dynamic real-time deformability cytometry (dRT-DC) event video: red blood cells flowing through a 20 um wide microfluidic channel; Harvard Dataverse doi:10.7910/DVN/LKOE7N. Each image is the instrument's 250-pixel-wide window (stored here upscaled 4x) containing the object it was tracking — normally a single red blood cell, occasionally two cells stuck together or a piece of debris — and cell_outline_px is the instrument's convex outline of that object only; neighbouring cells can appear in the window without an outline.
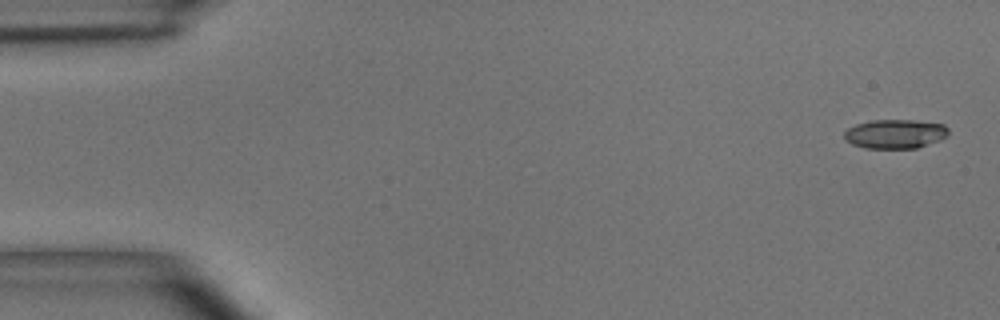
{"species": "common noctule bat (a hibernating species)", "species_latin": "Nyctalus noctula", "temperature_condition": "room temperature", "stored_images_in_passage": 5, "segment_of_instrument_passage": [1, 2], "camera_frame_rate_fps": 3000, "um_per_image_px": 0.085, "animal": {"sex": "male", "body_mass_g": 15.6}, "frame": {"image": 1, "passage_image": 1, "time_ms": 0.0, "image_size_px": [1000, 320], "cell_outline_px": [[948, 136], [940, 140], [916, 148], [864, 148], [852, 144], [844, 140], [844, 132], [848, 128], [856, 124], [872, 120], [912, 120], [944, 124], [948, 128]], "centroid_in_image_um": [76.08, 11.38], "position_along_channel_um": 8.9, "area_um2": 17.74}}